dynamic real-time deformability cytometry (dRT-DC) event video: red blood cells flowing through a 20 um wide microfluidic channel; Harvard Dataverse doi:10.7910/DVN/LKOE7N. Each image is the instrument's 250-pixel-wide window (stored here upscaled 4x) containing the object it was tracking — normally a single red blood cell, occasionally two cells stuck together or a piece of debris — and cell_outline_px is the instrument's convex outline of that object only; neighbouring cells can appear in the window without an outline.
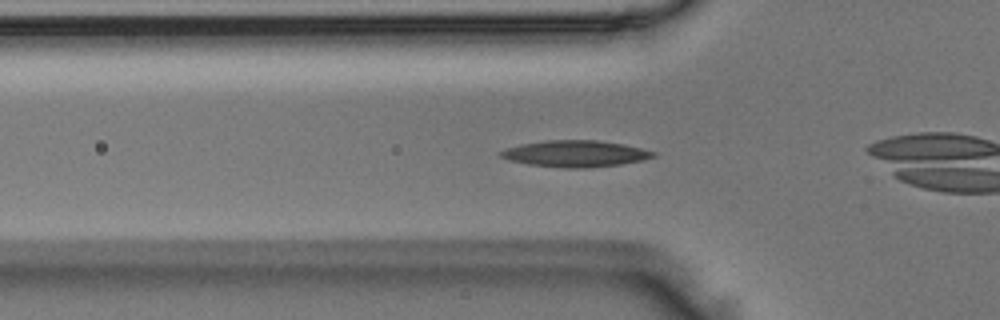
{"species": "Egyptian fruit bat (a non-hibernating species)", "species_latin": "Rousettus aegyptiacus", "temperature_condition": "room temperature", "stored_images_in_passage": 36, "camera_frame_rate_fps": 3000, "um_per_image_px": 0.085, "animal": {"sex": "male"}, "frame": {"image": 1, "passage_image": 8, "time_ms": 2.333, "image_size_px": [1000, 320], "cell_outline_px": [[656, 156], [644, 160], [620, 164], [584, 168], [568, 168], [528, 164], [508, 160], [500, 156], [500, 152], [508, 148], [520, 144], [544, 140], [596, 140], [624, 144], [656, 152]], "centroid_in_image_um": [48.91, 13.06], "position_along_channel_um": 76.9, "area_um2": 23.41}}
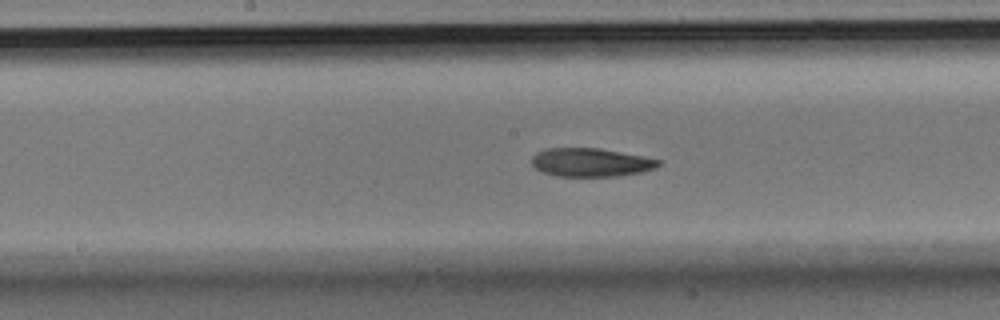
{"frame": {"image": 2, "passage_image": 17, "time_ms": 5.333, "image_size_px": [1000, 320], "cell_outline_px": [[664, 160], [656, 168], [644, 172], [616, 176], [556, 176], [544, 172], [536, 168], [532, 164], [532, 156], [536, 152], [548, 148], [600, 148], [644, 156]], "centroid_in_image_um": [50.27, 13.8], "position_along_channel_um": 197.9, "area_um2": 21.21}}
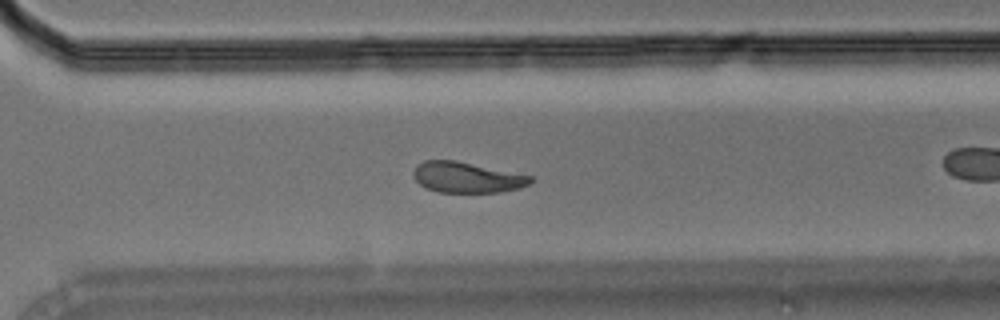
{"frame": {"image": 3, "passage_image": 27, "time_ms": 8.667, "image_size_px": [1000, 320], "cell_outline_px": [[532, 180], [528, 184], [520, 188], [500, 192], [436, 192], [424, 188], [412, 176], [412, 172], [416, 164], [424, 160], [456, 160], [532, 176]], "centroid_in_image_um": [39.62, 15.07], "position_along_channel_um": 331.0, "area_um2": 21.04}}